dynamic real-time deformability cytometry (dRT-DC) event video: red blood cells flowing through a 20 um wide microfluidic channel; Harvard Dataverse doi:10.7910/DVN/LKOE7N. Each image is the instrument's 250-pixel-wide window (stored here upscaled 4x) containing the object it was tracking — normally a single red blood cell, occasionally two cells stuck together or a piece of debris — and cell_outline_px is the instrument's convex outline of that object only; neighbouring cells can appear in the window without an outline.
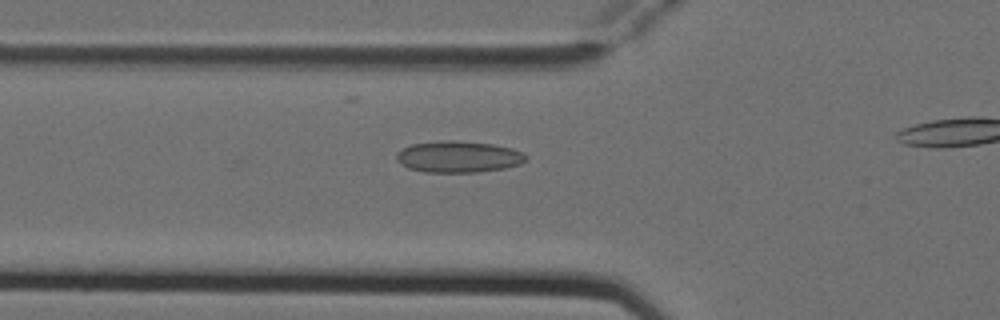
{"species": "Egyptian fruit bat (a non-hibernating species)", "species_latin": "Rousettus aegyptiacus", "temperature_condition": "cold", "stored_images_in_passage": 3, "camera_frame_rate_fps": 3000, "um_per_image_px": 0.085, "animal": {"sex": "female"}, "frame": {"image": 1, "passage_image": 2, "time_ms": 0.333, "image_size_px": [1000, 320], "cell_outline_px": [[528, 156], [520, 164], [504, 168], [476, 172], [424, 172], [408, 168], [400, 164], [396, 160], [396, 152], [412, 144], [448, 140], [452, 140], [492, 144], [512, 148], [524, 152]], "centroid_in_image_um": [38.96, 13.33], "position_along_channel_um": 86.8, "area_um2": 23.7}}